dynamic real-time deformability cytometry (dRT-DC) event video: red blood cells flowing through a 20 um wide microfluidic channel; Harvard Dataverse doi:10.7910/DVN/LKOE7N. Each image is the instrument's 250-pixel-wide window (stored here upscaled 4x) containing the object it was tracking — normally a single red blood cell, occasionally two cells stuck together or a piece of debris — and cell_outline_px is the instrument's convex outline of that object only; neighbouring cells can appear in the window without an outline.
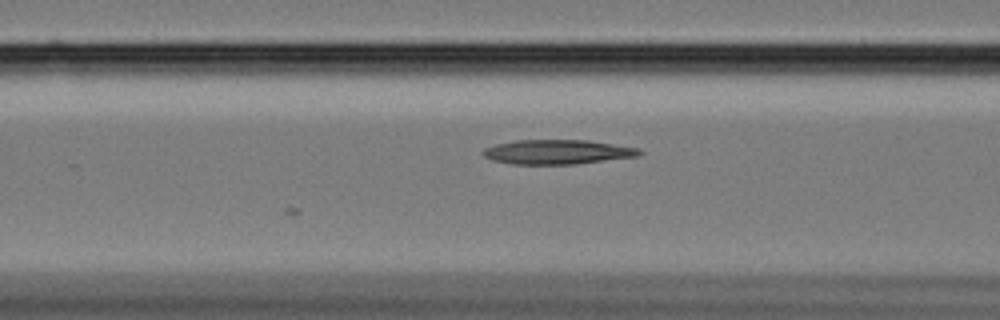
{"species": "Egyptian fruit bat (a non-hibernating species)", "species_latin": "Rousettus aegyptiacus", "temperature_condition": "cold", "stored_images_in_passage": 12, "camera_frame_rate_fps": 3000, "um_per_image_px": 0.085, "animal": {"sex": "female"}, "frame": {"image": 1, "passage_image": 5, "time_ms": 1.333, "image_size_px": [1000, 320], "cell_outline_px": [[644, 152], [636, 156], [576, 164], [512, 164], [492, 160], [484, 156], [480, 152], [484, 148], [496, 144], [516, 140], [588, 140], [640, 148]], "centroid_in_image_um": [47.36, 12.91], "position_along_channel_um": 119.2, "area_um2": 22.31}}
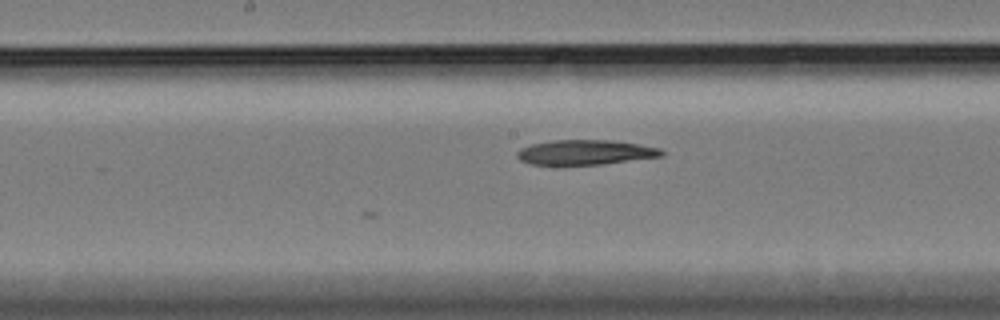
{"frame": {"image": 2, "passage_image": 12, "time_ms": 3.667, "image_size_px": [1000, 320], "cell_outline_px": [[664, 156], [604, 164], [532, 164], [520, 160], [516, 156], [516, 152], [520, 148], [532, 144], [552, 140], [612, 140], [640, 144], [660, 148], [664, 152]], "centroid_in_image_um": [49.78, 12.94], "position_along_channel_um": 198.4, "area_um2": 20.92}}